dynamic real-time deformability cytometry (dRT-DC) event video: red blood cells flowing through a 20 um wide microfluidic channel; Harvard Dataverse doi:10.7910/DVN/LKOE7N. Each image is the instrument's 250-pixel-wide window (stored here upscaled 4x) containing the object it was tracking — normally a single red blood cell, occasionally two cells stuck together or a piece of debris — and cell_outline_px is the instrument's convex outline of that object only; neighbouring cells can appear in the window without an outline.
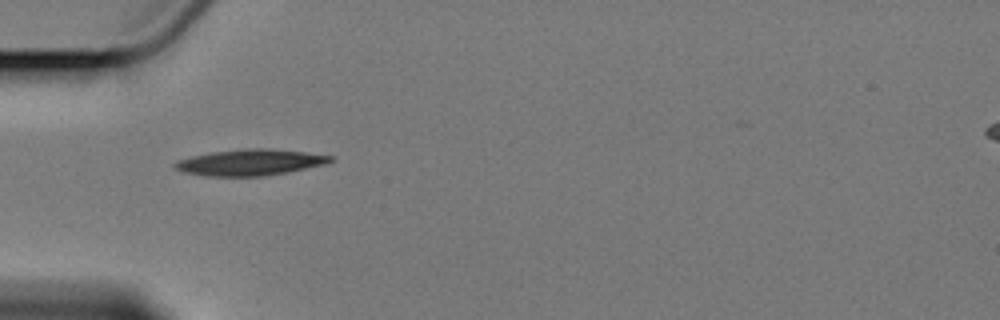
{"species": "Egyptian fruit bat (a non-hibernating species)", "species_latin": "Rousettus aegyptiacus", "temperature_condition": "cold", "stored_images_in_passage": 4, "camera_frame_rate_fps": 3000, "um_per_image_px": 0.085, "animal": {"sex": "female"}, "frame": {"image": 1, "passage_image": 3, "time_ms": 2.667, "image_size_px": [1000, 320], "cell_outline_px": [[336, 160], [324, 164], [264, 176], [208, 176], [184, 172], [172, 168], [172, 164], [176, 160], [192, 156], [212, 152], [244, 148], [272, 148], [304, 152], [332, 156]], "centroid_in_image_um": [21.2, 13.79], "position_along_channel_um": 63.8, "area_um2": 23.64}}
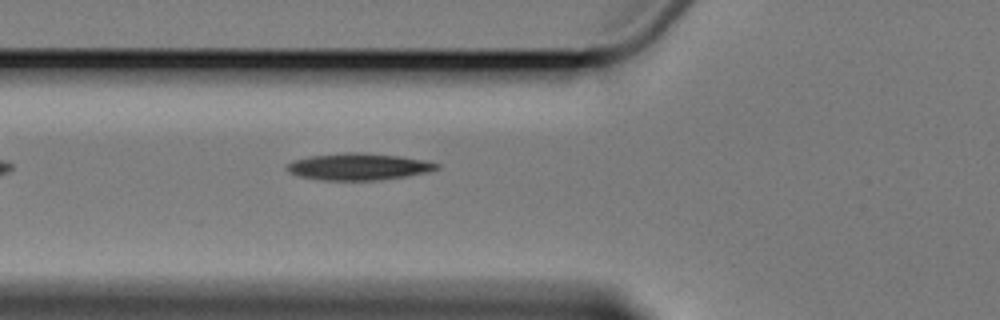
{"frame": {"image": 2, "passage_image": 4, "time_ms": 3.667, "image_size_px": [1000, 320], "cell_outline_px": [[440, 168], [428, 172], [404, 176], [376, 180], [324, 180], [300, 176], [288, 172], [288, 164], [292, 160], [308, 156], [344, 152], [364, 152], [400, 156], [428, 160], [440, 164]], "centroid_in_image_um": [30.51, 14.15], "position_along_channel_um": 95.3, "area_um2": 23.47}}